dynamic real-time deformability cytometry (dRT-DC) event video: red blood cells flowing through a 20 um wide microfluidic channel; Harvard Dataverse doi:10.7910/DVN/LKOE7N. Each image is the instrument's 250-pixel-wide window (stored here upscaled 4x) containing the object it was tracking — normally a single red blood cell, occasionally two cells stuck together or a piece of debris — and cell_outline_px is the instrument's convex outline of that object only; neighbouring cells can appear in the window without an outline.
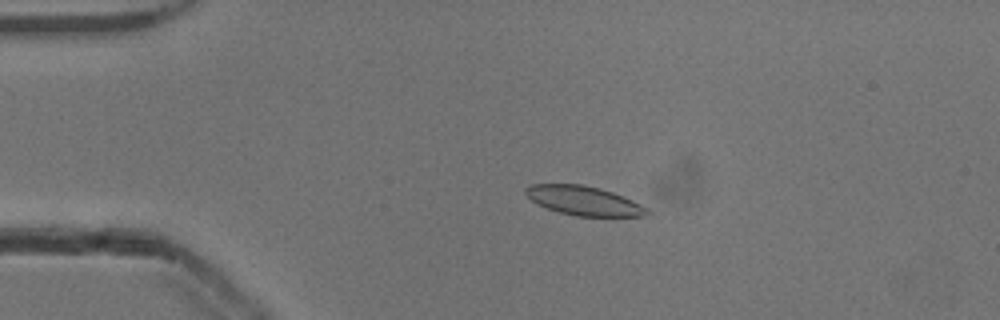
{"species": "common noctule bat (a hibernating species)", "species_latin": "Nyctalus noctula", "temperature_condition": "cold", "stored_images_in_passage": 44, "camera_frame_rate_fps": 3000, "um_per_image_px": 0.085, "animal": {"sex": "male", "body_mass_g": 13.3}, "frame": {"image": 1, "passage_image": 2, "time_ms": 0.333, "image_size_px": [1000, 320], "cell_outline_px": [[652, 212], [648, 216], [576, 216], [560, 212], [536, 204], [524, 192], [524, 188], [528, 184], [584, 184], [600, 188], [624, 196], [648, 208]], "centroid_in_image_um": [49.64, 17.05], "position_along_channel_um": 35.4, "area_um2": 20.81}}
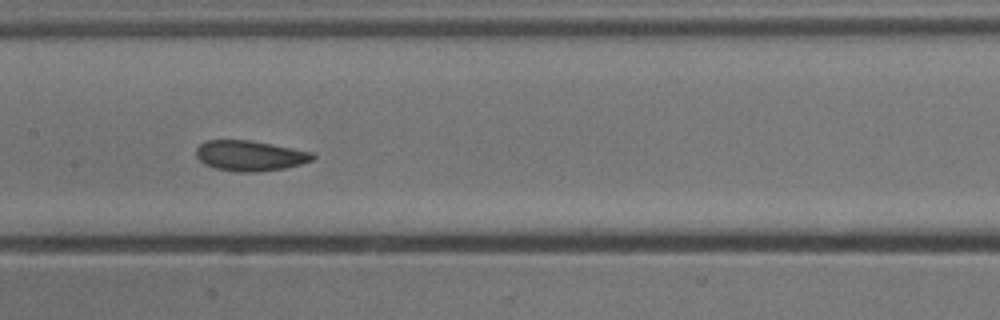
{"frame": {"image": 2, "passage_image": 17, "time_ms": 5.333, "image_size_px": [1000, 320], "cell_outline_px": [[316, 156], [312, 160], [300, 164], [284, 168], [256, 172], [236, 172], [216, 168], [204, 164], [196, 156], [196, 148], [204, 140], [248, 140], [312, 152]], "centroid_in_image_um": [21.2, 13.24], "position_along_channel_um": 186.2, "area_um2": 20.46}}
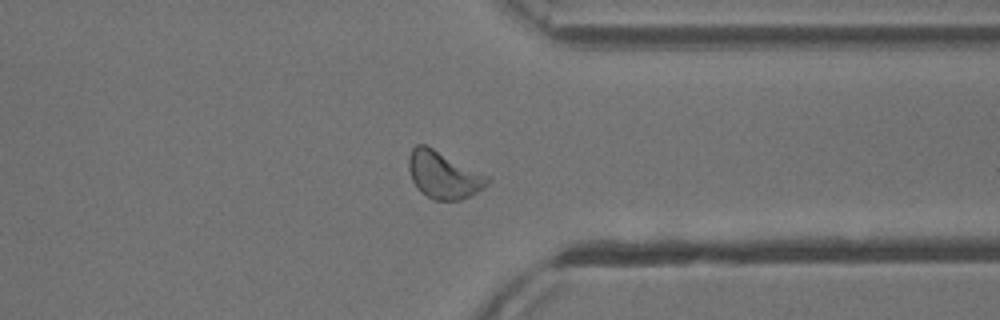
{"frame": {"image": 3, "passage_image": 32, "time_ms": 10.333, "image_size_px": [1000, 320], "cell_outline_px": [[492, 180], [484, 188], [460, 200], [432, 200], [420, 192], [416, 188], [412, 180], [408, 168], [408, 156], [412, 148], [416, 144], [424, 144], [492, 176]], "centroid_in_image_um": [37.72, 14.87], "position_along_channel_um": 373.7, "area_um2": 22.02}, "authors_computed_cell_mechanics": {"area_um2": 20.8658, "velocity_mm_per_s": 3.817, "shape_relaxation_time_tau1_ms": 7.1884, "shape_relaxation_time_tau2_ms": 2.3056, "deformation_change_tau1": 0.139, "deformation_change_tau2": 0.0624}}